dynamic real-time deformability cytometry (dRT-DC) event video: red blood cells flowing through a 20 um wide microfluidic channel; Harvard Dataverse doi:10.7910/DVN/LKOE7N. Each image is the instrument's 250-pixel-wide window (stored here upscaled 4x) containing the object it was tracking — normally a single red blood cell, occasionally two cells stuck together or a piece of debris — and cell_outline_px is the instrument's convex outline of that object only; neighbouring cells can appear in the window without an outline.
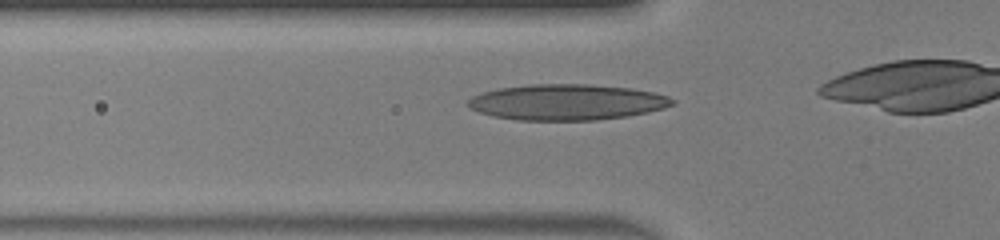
{"species": "human", "species_latin": "Homo sapiens", "temperature_condition": "warm", "stored_images_in_passage": 16, "camera_frame_rate_fps": 3000, "um_per_image_px": 0.085, "donor": {"sex": "male"}, "frame": {"image": 1, "passage_image": 5, "time_ms": 1.333, "image_size_px": [1000, 240], "cell_outline_px": [[676, 104], [664, 108], [648, 112], [628, 116], [596, 120], [516, 120], [492, 116], [480, 112], [464, 104], [472, 96], [496, 88], [528, 84], [588, 84], [632, 88], [652, 92], [668, 96], [676, 100]], "centroid_in_image_um": [48.19, 8.68], "position_along_channel_um": 77.6, "area_um2": 42.95}}
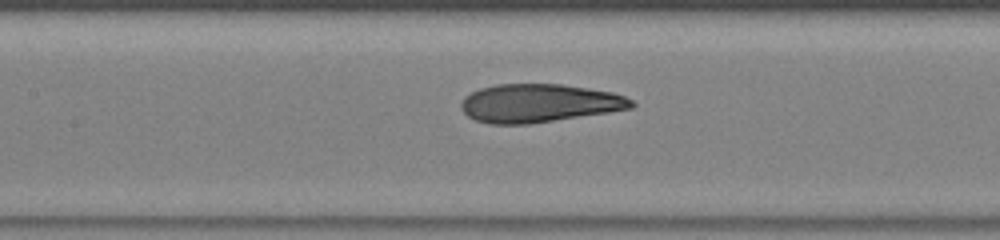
{"frame": {"image": 2, "passage_image": 11, "time_ms": 3.333, "image_size_px": [1000, 240], "cell_outline_px": [[636, 104], [632, 108], [608, 112], [528, 124], [488, 124], [476, 120], [468, 116], [460, 108], [460, 104], [464, 96], [480, 88], [496, 84], [560, 84], [612, 92], [624, 96], [632, 100]], "centroid_in_image_um": [45.78, 8.77], "position_along_channel_um": 161.6, "area_um2": 37.92}}
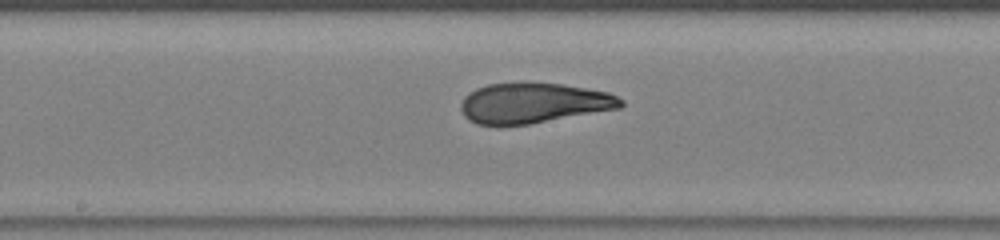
{"frame": {"image": 3, "passage_image": 14, "time_ms": 4.333, "image_size_px": [1000, 240], "cell_outline_px": [[624, 104], [620, 108], [528, 124], [476, 124], [468, 120], [464, 116], [460, 108], [460, 104], [464, 96], [476, 88], [488, 84], [524, 80], [564, 84], [608, 92], [624, 100]], "centroid_in_image_um": [45.33, 8.71], "position_along_channel_um": 202.9, "area_um2": 38.03}}